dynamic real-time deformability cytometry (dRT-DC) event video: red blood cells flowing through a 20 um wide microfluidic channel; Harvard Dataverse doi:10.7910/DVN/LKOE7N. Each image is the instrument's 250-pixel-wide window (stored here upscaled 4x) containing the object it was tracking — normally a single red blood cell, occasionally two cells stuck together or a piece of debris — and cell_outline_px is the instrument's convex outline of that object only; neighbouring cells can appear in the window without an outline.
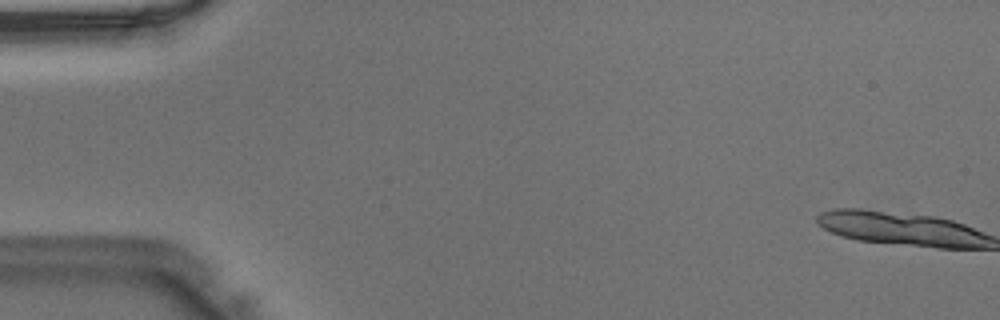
{"species": "Egyptian fruit bat (a non-hibernating species)", "species_latin": "Rousettus aegyptiacus", "temperature_condition": "warm", "stored_images_in_passage": 7, "camera_frame_rate_fps": 3000, "um_per_image_px": 0.085, "animal": {"sex": "male"}, "frame": {"image": 1, "passage_image": 1, "time_ms": 0.0, "image_size_px": [1000, 320], "cell_outline_px": [[984, 248], [952, 248], [868, 240], [852, 236], [928, 220], [944, 220], [968, 228], [984, 236]], "centroid_in_image_um": [78.99, 19.99], "position_along_channel_um": 6.0, "area_um2": 16.65}}